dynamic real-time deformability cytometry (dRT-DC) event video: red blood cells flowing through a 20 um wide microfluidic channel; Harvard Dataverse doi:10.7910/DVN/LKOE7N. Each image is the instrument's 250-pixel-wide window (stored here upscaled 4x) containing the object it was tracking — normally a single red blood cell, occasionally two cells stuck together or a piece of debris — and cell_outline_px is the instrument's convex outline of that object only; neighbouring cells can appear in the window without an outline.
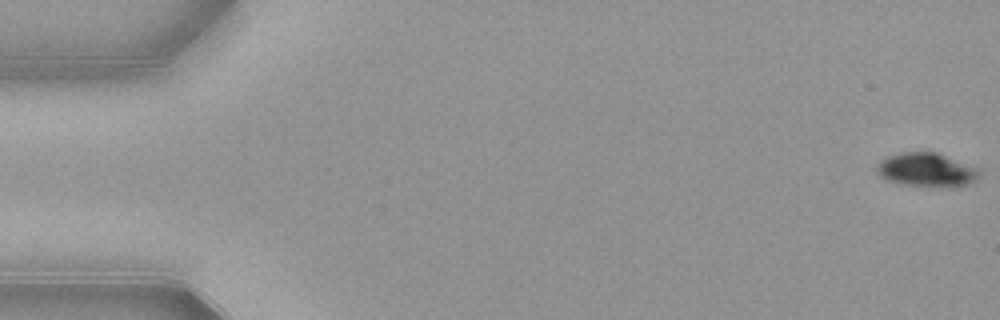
{"species": "common noctule bat (a hibernating species)", "species_latin": "Nyctalus noctula", "temperature_condition": "warm", "stored_images_in_passage": 54, "camera_frame_rate_fps": 3000, "um_per_image_px": 0.085, "animal": {"sex": "female", "body_mass_g": 21.9}, "frame": {"image": 1, "passage_image": 1, "time_ms": 0.0, "image_size_px": [1000, 320], "cell_outline_px": [[980, 176], [976, 180], [968, 184], [952, 188], [904, 184], [888, 180], [880, 176], [876, 172], [876, 164], [880, 160], [888, 156], [900, 152], [936, 152], [980, 168]], "centroid_in_image_um": [78.79, 14.44], "position_along_channel_um": 6.2, "area_um2": 20.46}}
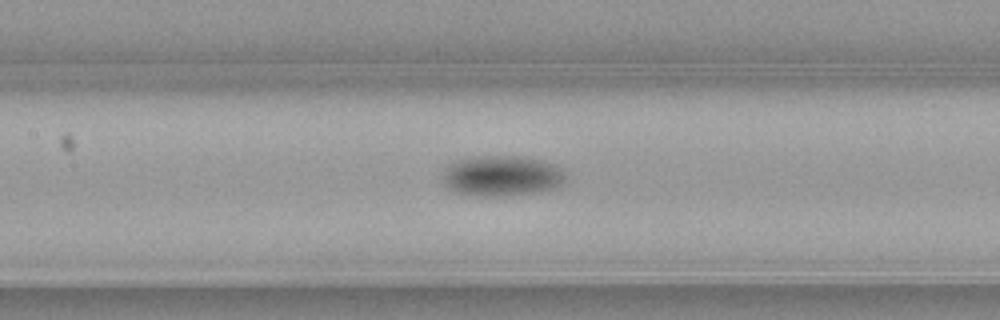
{"frame": {"image": 2, "passage_image": 25, "time_ms": 8.0, "image_size_px": [1000, 320], "cell_outline_px": [[564, 180], [560, 184], [552, 188], [540, 192], [504, 196], [476, 196], [456, 192], [448, 188], [444, 184], [444, 168], [448, 164], [460, 160], [480, 156], [520, 156], [540, 160], [556, 164], [564, 172]], "centroid_in_image_um": [42.65, 14.95], "position_along_channel_um": 164.8, "area_um2": 28.96}}
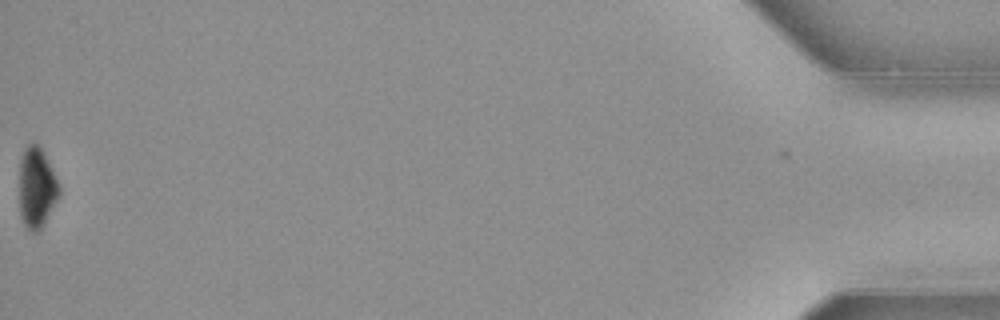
{"frame": {"image": 3, "passage_image": 54, "time_ms": 17.667, "image_size_px": [1000, 320], "cell_outline_px": [[60, 192], [56, 200], [40, 228], [36, 232], [32, 232], [24, 224], [20, 212], [20, 160], [24, 148], [28, 144], [36, 144], [40, 148], [60, 184]], "centroid_in_image_um": [3.1, 15.93], "position_along_channel_um": 432.1, "area_um2": 18.03}, "authors_computed_cell_mechanics": {"area_um2": 23.6113, "velocity_mm_per_s": 3.883, "shape_relaxation_time_tau1_ms": 1.8226, "shape_relaxation_time_tau2_ms": null, "deformation_change_tau1": 0.102, "deformation_change_tau2": null}}